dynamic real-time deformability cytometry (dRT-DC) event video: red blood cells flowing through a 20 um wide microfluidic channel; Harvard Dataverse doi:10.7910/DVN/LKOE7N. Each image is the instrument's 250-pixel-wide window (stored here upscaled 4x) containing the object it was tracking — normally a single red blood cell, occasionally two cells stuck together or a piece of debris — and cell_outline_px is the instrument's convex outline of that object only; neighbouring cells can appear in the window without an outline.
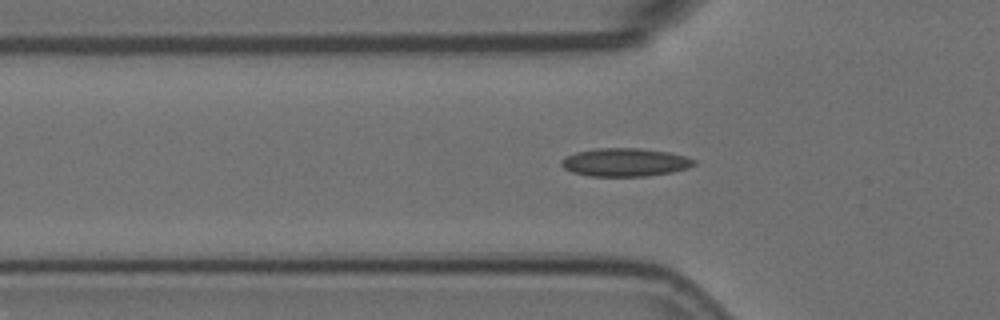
{"species": "Egyptian fruit bat (a non-hibernating species)", "species_latin": "Rousettus aegyptiacus", "temperature_condition": "room temperature", "stored_images_in_passage": 42, "camera_frame_rate_fps": 3000, "um_per_image_px": 0.085, "animal": {"sex": "female"}, "frame": {"image": 1, "passage_image": 14, "time_ms": 4.333, "image_size_px": [1000, 320], "cell_outline_px": [[696, 164], [688, 168], [672, 172], [644, 176], [588, 176], [572, 172], [564, 168], [560, 164], [560, 160], [576, 152], [596, 148], [640, 148], [668, 152], [684, 156], [696, 160]], "centroid_in_image_um": [53.12, 13.79], "position_along_channel_um": 72.7, "area_um2": 21.79}}
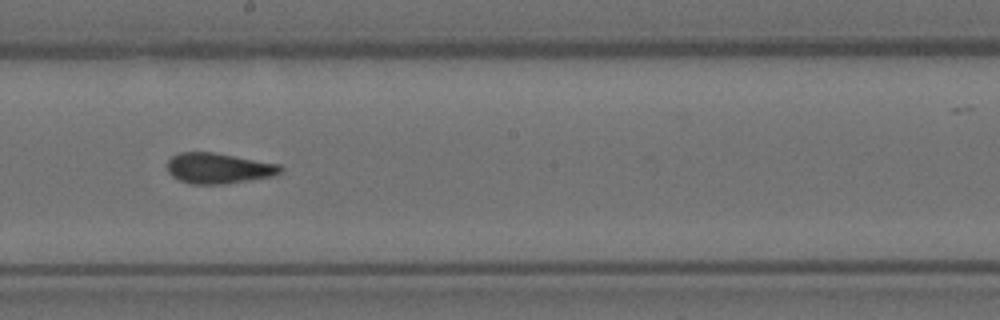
{"frame": {"image": 2, "passage_image": 27, "time_ms": 8.667, "image_size_px": [1000, 320], "cell_outline_px": [[284, 168], [280, 172], [272, 176], [228, 184], [192, 184], [180, 180], [172, 176], [168, 172], [168, 160], [172, 156], [180, 152], [216, 152], [280, 164]], "centroid_in_image_um": [18.59, 14.3], "position_along_channel_um": 229.6, "area_um2": 20.29}}
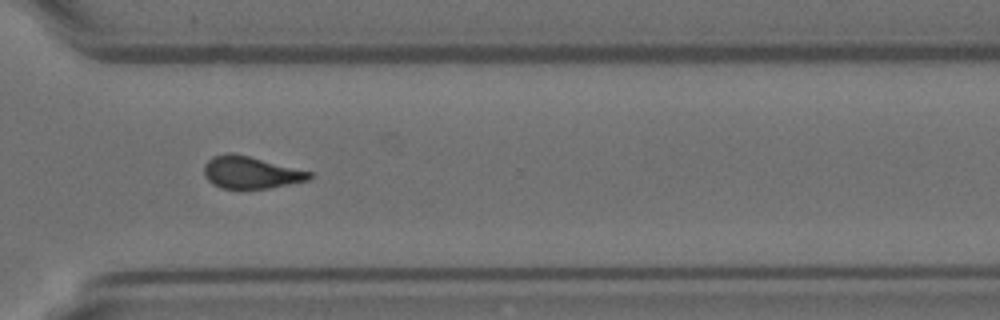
{"frame": {"image": 3, "passage_image": 37, "time_ms": 12.0, "image_size_px": [1000, 320], "cell_outline_px": [[312, 176], [308, 180], [268, 188], [224, 188], [212, 184], [204, 176], [204, 164], [212, 156], [228, 152], [232, 152], [312, 172]], "centroid_in_image_um": [21.27, 14.65], "position_along_channel_um": 349.3, "area_um2": 19.54}}